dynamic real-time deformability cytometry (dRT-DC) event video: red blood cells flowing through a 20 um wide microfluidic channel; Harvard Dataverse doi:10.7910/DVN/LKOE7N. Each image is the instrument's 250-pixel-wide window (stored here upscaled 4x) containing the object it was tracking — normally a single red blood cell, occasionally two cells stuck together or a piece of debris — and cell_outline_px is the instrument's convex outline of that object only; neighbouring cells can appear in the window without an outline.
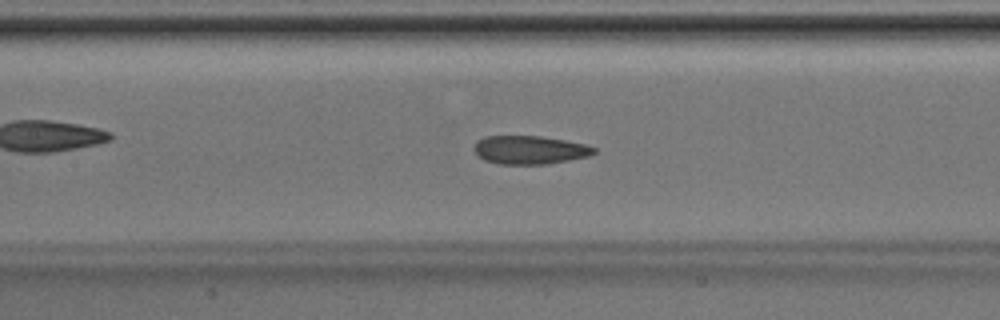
{"species": "Egyptian fruit bat (a non-hibernating species)", "species_latin": "Rousettus aegyptiacus", "temperature_condition": "room temperature", "stored_images_in_passage": 46, "camera_frame_rate_fps": 3000, "um_per_image_px": 0.085, "animal": {"sex": "male"}, "frame": {"image": 1, "passage_image": 20, "time_ms": 6.333, "image_size_px": [1000, 320], "cell_outline_px": [[596, 152], [588, 156], [548, 164], [500, 164], [484, 160], [476, 156], [472, 148], [476, 140], [484, 136], [540, 136], [564, 140], [584, 144], [596, 148]], "centroid_in_image_um": [44.95, 12.74], "position_along_channel_um": 162.4, "area_um2": 20.0}}
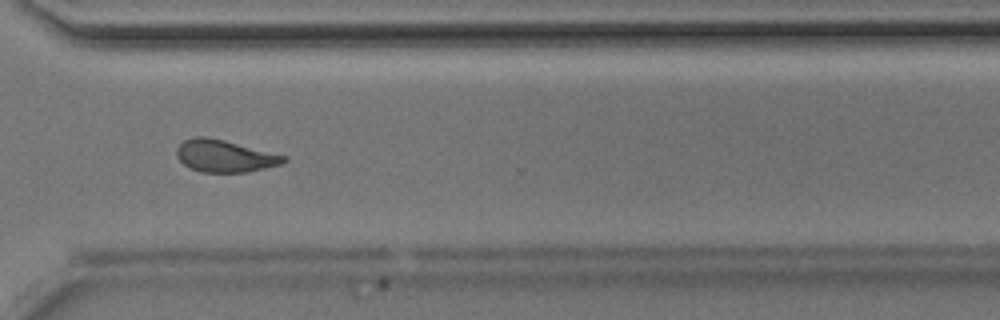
{"frame": {"image": 2, "passage_image": 33, "time_ms": 10.667, "image_size_px": [1000, 320], "cell_outline_px": [[288, 160], [284, 164], [248, 172], [200, 172], [188, 168], [176, 156], [176, 148], [184, 140], [192, 136], [204, 136], [224, 140], [288, 156]], "centroid_in_image_um": [19.12, 13.26], "position_along_channel_um": 351.5, "area_um2": 20.35}}